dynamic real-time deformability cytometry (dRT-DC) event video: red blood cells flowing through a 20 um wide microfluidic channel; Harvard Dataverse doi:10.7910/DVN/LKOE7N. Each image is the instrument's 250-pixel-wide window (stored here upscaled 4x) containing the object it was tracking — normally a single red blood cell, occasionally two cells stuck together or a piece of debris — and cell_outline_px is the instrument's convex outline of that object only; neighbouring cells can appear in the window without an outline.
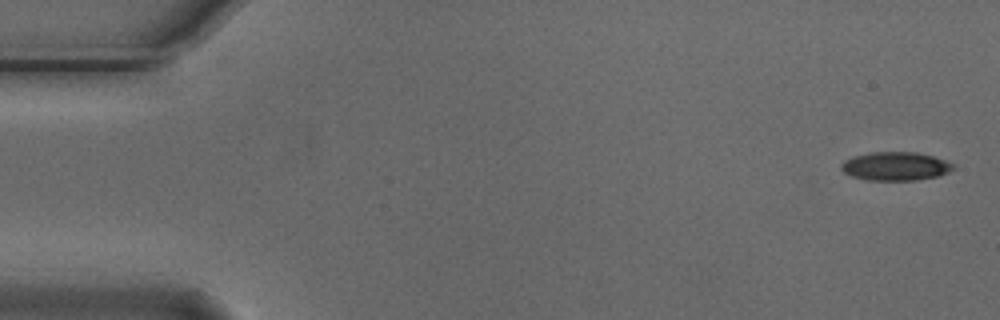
{"species": "Egyptian fruit bat (a non-hibernating species)", "species_latin": "Rousettus aegyptiacus", "temperature_condition": "cold", "stored_images_in_passage": 6, "segment_of_instrument_passage": [1, 2], "camera_frame_rate_fps": 3000, "um_per_image_px": 0.085, "animal": {"sex": "male"}, "frame": {"image": 1, "passage_image": 1, "time_ms": 0.0, "image_size_px": [1000, 320], "cell_outline_px": [[956, 164], [948, 172], [936, 176], [916, 180], [868, 180], [852, 176], [844, 172], [840, 168], [840, 164], [844, 160], [852, 156], [872, 152], [916, 152], [932, 156]], "centroid_in_image_um": [76.08, 14.12], "position_along_channel_um": 8.9, "area_um2": 18.55}}
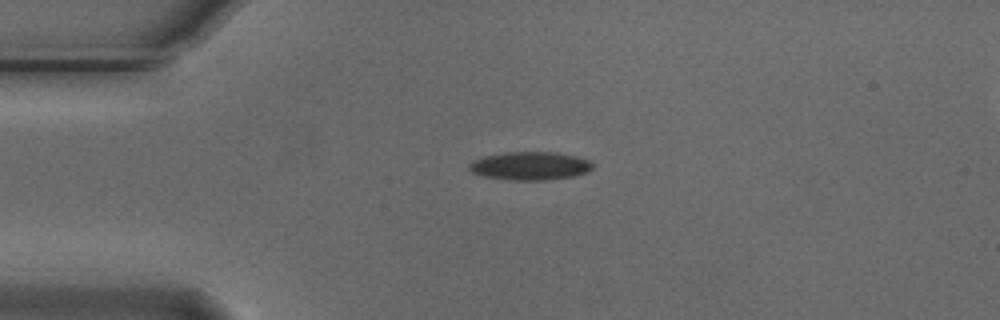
{"frame": {"image": 2, "passage_image": 4, "time_ms": 1.0, "image_size_px": [1000, 320], "cell_outline_px": [[592, 168], [584, 172], [572, 176], [548, 180], [508, 180], [484, 176], [472, 172], [468, 168], [468, 164], [472, 160], [480, 156], [504, 152], [556, 152], [576, 156], [588, 160], [592, 164]], "centroid_in_image_um": [44.97, 14.09], "position_along_channel_um": 40.0, "area_um2": 20.4}}